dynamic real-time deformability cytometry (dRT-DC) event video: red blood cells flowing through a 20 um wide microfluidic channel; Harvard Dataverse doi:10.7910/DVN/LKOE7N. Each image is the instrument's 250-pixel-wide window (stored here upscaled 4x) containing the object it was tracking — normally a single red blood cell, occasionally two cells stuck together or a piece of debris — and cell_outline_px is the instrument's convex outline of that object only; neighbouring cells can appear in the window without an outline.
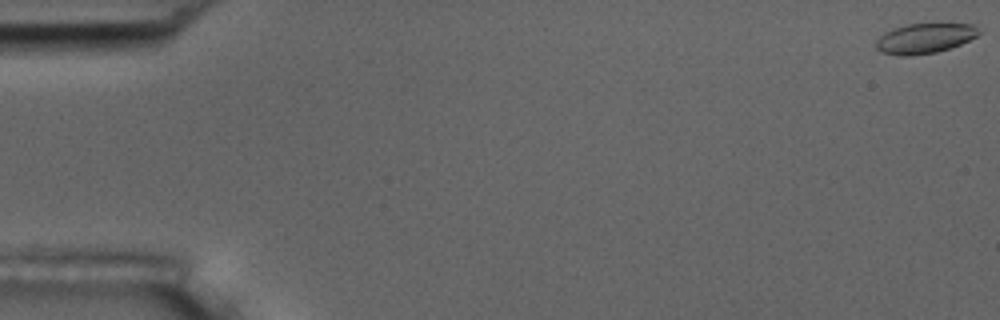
{"species": "common noctule bat (a hibernating species)", "species_latin": "Nyctalus noctula", "temperature_condition": "room temperature", "stored_images_in_passage": 8, "camera_frame_rate_fps": 3000, "um_per_image_px": 0.085, "animal": {"sex": "male", "body_mass_g": 17.5, "forearm_length_mm": 52.3}, "frame": {"image": 1, "passage_image": 1, "time_ms": 0.0, "image_size_px": [1000, 320], "cell_outline_px": [[980, 32], [976, 36], [960, 44], [936, 52], [912, 56], [900, 56], [880, 52], [876, 48], [876, 40], [884, 32], [908, 24], [936, 20], [972, 24]], "centroid_in_image_um": [78.61, 3.21], "position_along_channel_um": 6.4, "area_um2": 18.67}}